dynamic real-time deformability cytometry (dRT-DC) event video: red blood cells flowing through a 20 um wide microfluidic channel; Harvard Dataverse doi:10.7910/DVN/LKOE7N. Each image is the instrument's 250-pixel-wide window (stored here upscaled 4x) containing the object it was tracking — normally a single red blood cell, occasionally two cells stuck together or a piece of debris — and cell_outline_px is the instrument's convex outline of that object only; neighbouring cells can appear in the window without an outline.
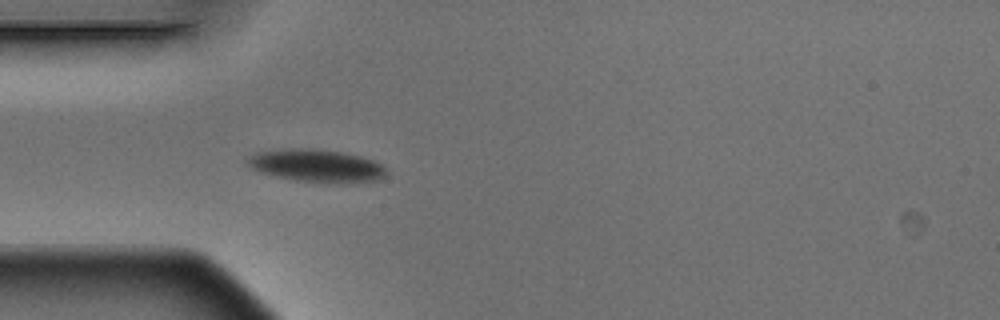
{"species": "Egyptian fruit bat (a non-hibernating species)", "species_latin": "Rousettus aegyptiacus", "temperature_condition": "warm", "stored_images_in_passage": 1, "camera_frame_rate_fps": 3000, "um_per_image_px": 0.085, "animal": {"sex": "male"}, "frame": {"image": 1, "passage_image": 1, "time_ms": 0.0, "image_size_px": [1000, 320], "cell_outline_px": [[388, 176], [380, 180], [340, 184], [296, 180], [276, 176], [260, 172], [248, 168], [244, 164], [244, 160], [248, 156], [256, 152], [288, 148], [312, 148], [340, 152], [360, 156], [372, 160], [380, 164], [388, 172]], "centroid_in_image_um": [26.87, 14.09], "position_along_channel_um": 58.1, "area_um2": 26.93}}